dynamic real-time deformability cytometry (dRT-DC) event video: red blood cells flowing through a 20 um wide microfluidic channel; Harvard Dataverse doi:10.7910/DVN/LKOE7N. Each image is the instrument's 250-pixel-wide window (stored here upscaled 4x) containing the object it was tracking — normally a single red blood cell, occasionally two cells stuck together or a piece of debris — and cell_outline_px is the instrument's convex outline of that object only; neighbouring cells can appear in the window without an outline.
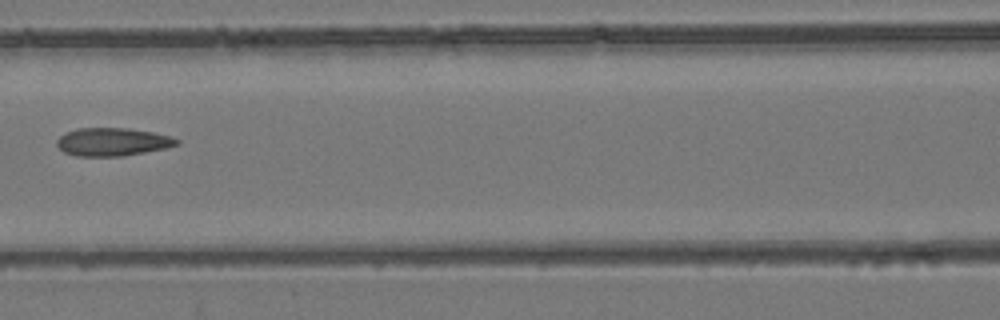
{"species": "common noctule bat (a hibernating species)", "species_latin": "Nyctalus noctula", "temperature_condition": "room temperature", "stored_images_in_passage": 6, "camera_frame_rate_fps": 3000, "um_per_image_px": 0.085, "animal": {"sex": "female", "body_mass_g": 24.6, "forearm_length_mm": 56.2}, "frame": {"image": 1, "passage_image": 6, "time_ms": 1.667, "image_size_px": [1000, 320], "cell_outline_px": [[180, 144], [164, 148], [144, 152], [120, 156], [76, 156], [64, 152], [56, 144], [56, 140], [60, 136], [76, 128], [128, 128], [152, 132], [172, 136], [180, 140]], "centroid_in_image_um": [9.57, 12.05], "position_along_channel_um": 157.0, "area_um2": 19.54}}